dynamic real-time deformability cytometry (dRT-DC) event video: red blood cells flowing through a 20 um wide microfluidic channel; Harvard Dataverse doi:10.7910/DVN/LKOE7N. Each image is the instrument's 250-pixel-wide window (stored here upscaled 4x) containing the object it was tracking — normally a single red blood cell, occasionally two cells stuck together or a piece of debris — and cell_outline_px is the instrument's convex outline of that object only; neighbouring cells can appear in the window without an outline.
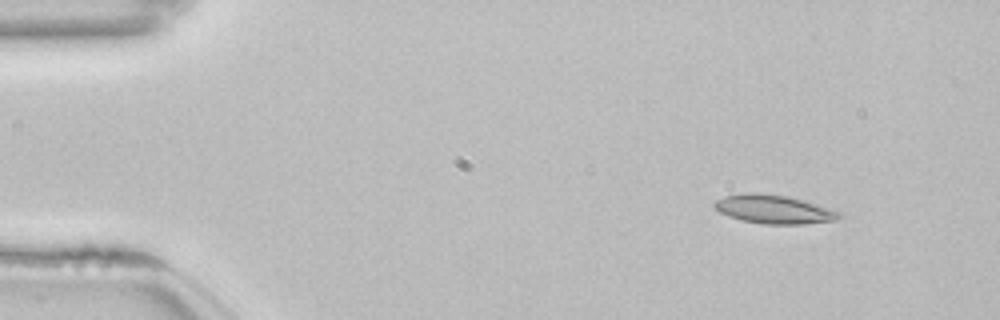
{"species": "common noctule bat (a hibernating species)", "species_latin": "Nyctalus noctula", "temperature_condition": "room temperature", "stored_images_in_passage": 52, "camera_frame_rate_fps": 3000, "um_per_image_px": 0.085, "animal": {"sex": "female", "body_mass_g": 22.7, "forearm_length_mm": 54.2}, "frame": {"image": 1, "passage_image": 5, "time_ms": 1.333, "image_size_px": [1000, 320], "cell_outline_px": [[840, 216], [836, 220], [804, 224], [764, 224], [744, 220], [728, 216], [720, 212], [712, 204], [716, 200], [724, 196], [748, 192], [756, 192], [788, 196], [804, 200], [840, 212]], "centroid_in_image_um": [65.75, 17.78], "position_along_channel_um": 19.2, "area_um2": 20.69}}
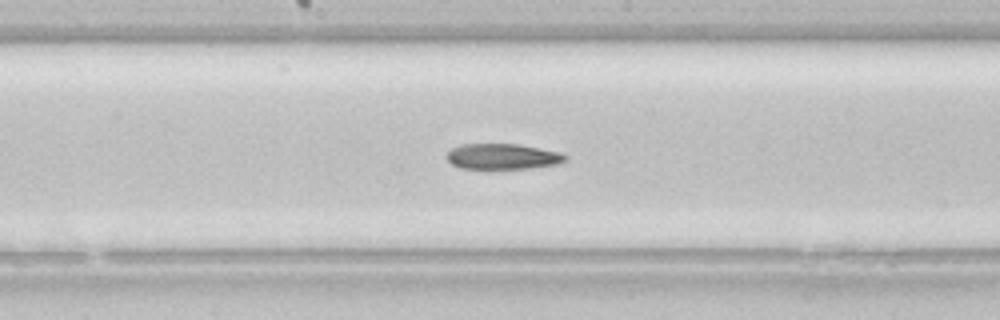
{"frame": {"image": 2, "passage_image": 27, "time_ms": 8.667, "image_size_px": [1000, 320], "cell_outline_px": [[568, 160], [560, 164], [532, 168], [460, 168], [452, 164], [448, 160], [448, 152], [452, 148], [460, 144], [520, 144], [560, 152], [568, 156]], "centroid_in_image_um": [42.79, 13.3], "position_along_channel_um": 205.4, "area_um2": 17.74}}
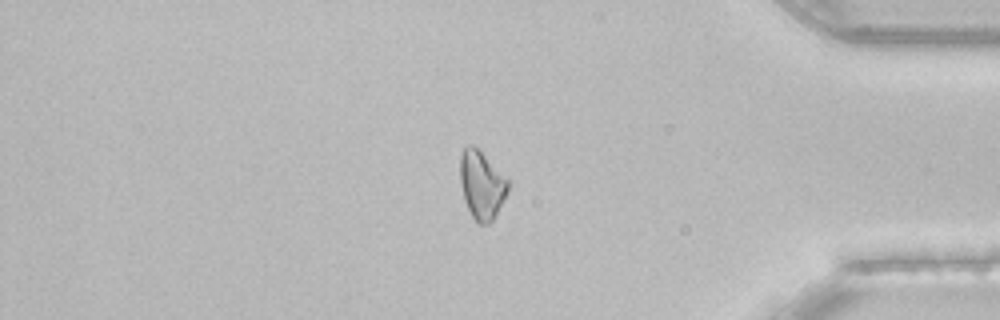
{"frame": {"image": 3, "passage_image": 44, "time_ms": 14.333, "image_size_px": [1000, 320], "cell_outline_px": [[508, 192], [496, 216], [488, 224], [480, 224], [472, 216], [464, 200], [460, 184], [460, 156], [464, 148], [468, 144], [472, 144], [508, 180]], "centroid_in_image_um": [40.93, 15.75], "position_along_channel_um": 394.3, "area_um2": 18.73}}